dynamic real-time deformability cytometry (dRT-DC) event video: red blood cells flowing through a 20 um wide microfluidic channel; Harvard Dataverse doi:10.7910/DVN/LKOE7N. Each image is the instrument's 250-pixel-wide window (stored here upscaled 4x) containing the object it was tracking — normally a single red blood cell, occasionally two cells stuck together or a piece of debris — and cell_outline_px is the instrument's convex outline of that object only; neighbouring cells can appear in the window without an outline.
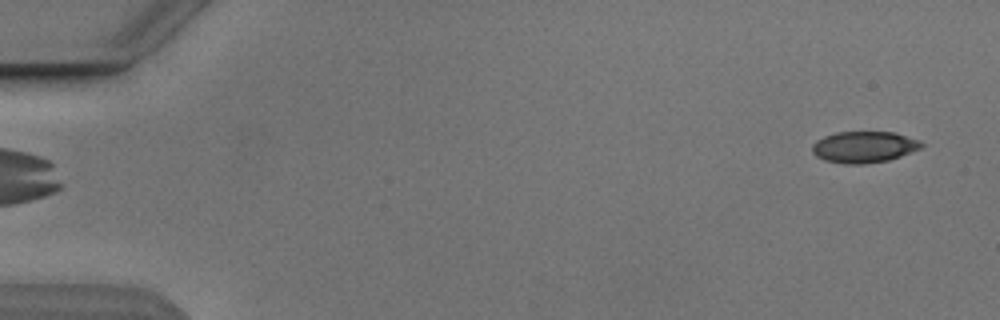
{"species": "Egyptian fruit bat (a non-hibernating species)", "species_latin": "Rousettus aegyptiacus", "temperature_condition": "cold", "stored_images_in_passage": 4, "camera_frame_rate_fps": 3000, "um_per_image_px": 0.085, "animal": {"sex": "male"}, "frame": {"image": 1, "passage_image": 4, "time_ms": 3.667, "image_size_px": [1000, 320], "cell_outline_px": [[924, 144], [920, 148], [900, 156], [888, 160], [864, 164], [844, 164], [824, 160], [816, 156], [812, 152], [812, 144], [816, 140], [824, 136], [836, 132], [896, 132], [920, 140]], "centroid_in_image_um": [73.42, 12.49], "position_along_channel_um": 11.6, "area_um2": 20.06}}